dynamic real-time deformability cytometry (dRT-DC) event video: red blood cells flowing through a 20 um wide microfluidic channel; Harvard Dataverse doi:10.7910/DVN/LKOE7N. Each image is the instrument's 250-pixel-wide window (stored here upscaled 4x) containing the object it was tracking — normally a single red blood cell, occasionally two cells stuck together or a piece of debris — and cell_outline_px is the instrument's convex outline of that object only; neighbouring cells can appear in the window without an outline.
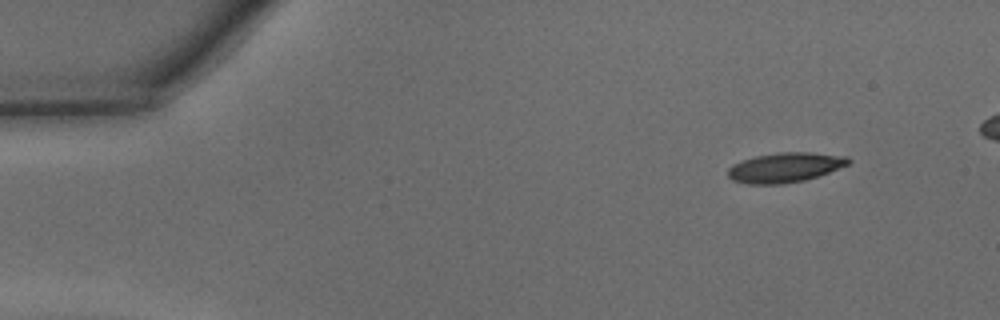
{"species": "common noctule bat (a hibernating species)", "species_latin": "Nyctalus noctula", "temperature_condition": "warm", "stored_images_in_passage": 40, "camera_frame_rate_fps": 3000, "um_per_image_px": 0.085, "animal": {"sex": "male", "body_mass_g": 15.6}, "frame": {"image": 1, "passage_image": 1, "time_ms": 0.0, "image_size_px": [1000, 320], "cell_outline_px": [[852, 160], [848, 164], [828, 172], [804, 180], [780, 184], [748, 184], [732, 180], [728, 176], [728, 168], [732, 164], [756, 156], [780, 152], [812, 152], [848, 156]], "centroid_in_image_um": [66.72, 14.23], "position_along_channel_um": 18.3, "area_um2": 20.75}}
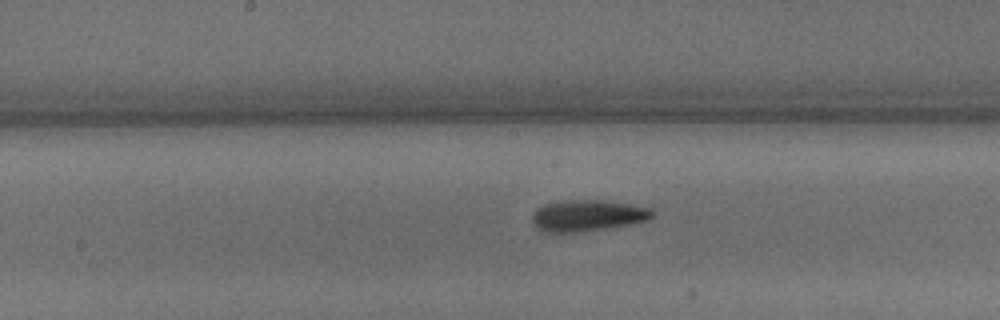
{"frame": {"image": 2, "passage_image": 20, "time_ms": 6.333, "image_size_px": [1000, 320], "cell_outline_px": [[652, 216], [648, 220], [628, 224], [584, 232], [556, 236], [548, 236], [536, 228], [532, 220], [532, 216], [536, 208], [544, 204], [568, 200], [604, 200], [652, 208]], "centroid_in_image_um": [49.82, 18.37], "position_along_channel_um": 198.4, "area_um2": 22.6}}
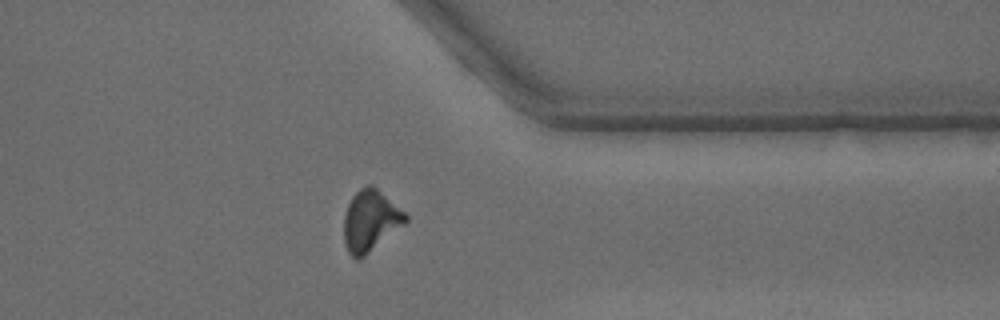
{"frame": {"image": 3, "passage_image": 33, "time_ms": 10.667, "image_size_px": [1000, 320], "cell_outline_px": [[408, 220], [404, 224], [364, 256], [356, 260], [348, 252], [344, 244], [344, 216], [348, 204], [352, 196], [360, 188], [368, 184], [372, 184], [404, 212], [408, 216]], "centroid_in_image_um": [31.46, 18.76], "position_along_channel_um": 379.9, "area_um2": 21.68}}